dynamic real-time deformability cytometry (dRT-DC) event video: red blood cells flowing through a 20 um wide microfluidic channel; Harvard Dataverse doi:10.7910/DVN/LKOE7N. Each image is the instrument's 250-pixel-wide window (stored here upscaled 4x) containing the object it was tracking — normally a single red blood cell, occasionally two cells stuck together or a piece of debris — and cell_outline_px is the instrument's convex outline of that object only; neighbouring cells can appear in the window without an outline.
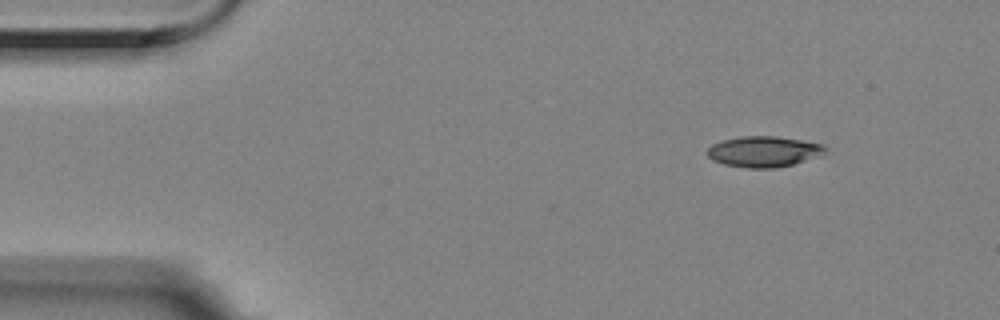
{"species": "Egyptian fruit bat (a non-hibernating species)", "species_latin": "Rousettus aegyptiacus", "temperature_condition": "room temperature", "stored_images_in_passage": 5, "camera_frame_rate_fps": 3000, "um_per_image_px": 0.085, "animal": {"sex": "female"}, "frame": {"image": 1, "passage_image": 1, "time_ms": 0.0, "image_size_px": [1000, 320], "cell_outline_px": [[828, 152], [792, 164], [776, 168], [744, 168], [724, 164], [712, 160], [708, 156], [708, 148], [712, 144], [720, 140], [740, 136], [776, 136], [800, 140], [820, 144], [828, 148]], "centroid_in_image_um": [64.88, 12.88], "position_along_channel_um": 20.1, "area_um2": 21.1}}
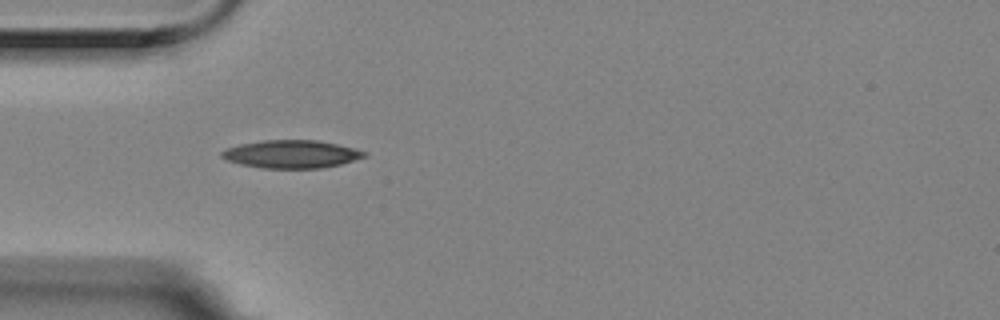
{"frame": {"image": 2, "passage_image": 4, "time_ms": 1.0, "image_size_px": [1000, 320], "cell_outline_px": [[368, 156], [340, 164], [320, 168], [260, 168], [240, 164], [224, 160], [220, 156], [220, 152], [224, 148], [240, 144], [264, 140], [316, 140], [356, 148], [368, 152]], "centroid_in_image_um": [24.74, 13.1], "position_along_channel_um": 60.3, "area_um2": 23.41}}
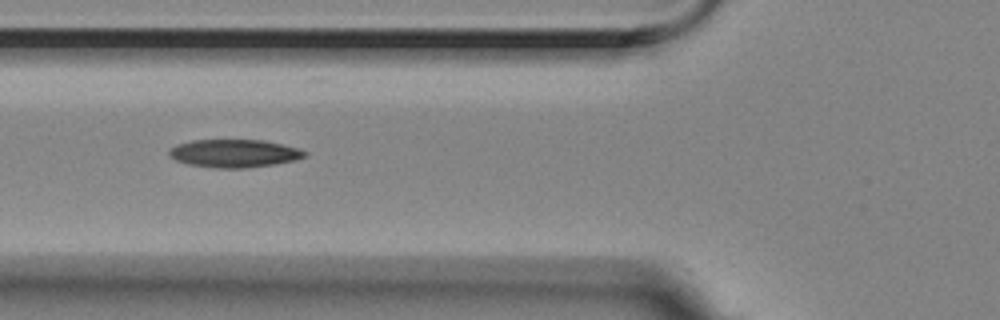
{"frame": {"image": 3, "passage_image": 5, "time_ms": 1.333, "image_size_px": [1000, 320], "cell_outline_px": [[308, 156], [292, 160], [272, 164], [244, 168], [216, 168], [192, 164], [176, 160], [168, 156], [168, 148], [176, 144], [192, 140], [264, 140], [296, 148], [308, 152]], "centroid_in_image_um": [19.86, 13.02], "position_along_channel_um": 105.9, "area_um2": 21.91}}